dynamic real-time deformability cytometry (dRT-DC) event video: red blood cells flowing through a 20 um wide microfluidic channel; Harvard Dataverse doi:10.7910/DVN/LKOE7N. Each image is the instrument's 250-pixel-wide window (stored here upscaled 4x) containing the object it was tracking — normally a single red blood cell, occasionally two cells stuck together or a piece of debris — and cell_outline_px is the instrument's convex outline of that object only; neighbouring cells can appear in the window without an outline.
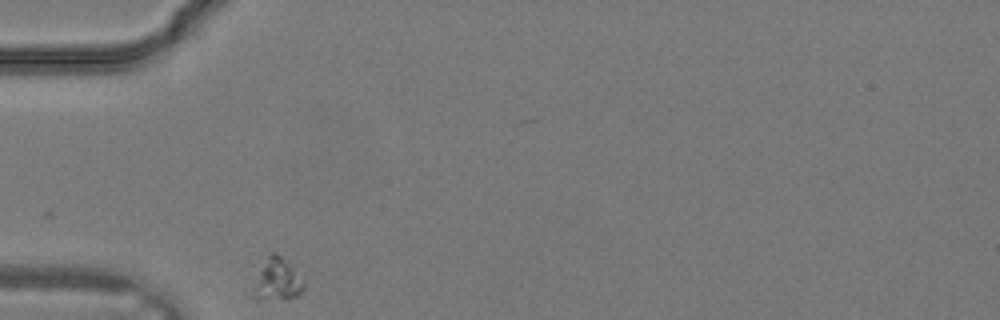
{"species": "common noctule bat (a hibernating species)", "species_latin": "Nyctalus noctula", "temperature_condition": "warm", "stored_images_in_passage": 19, "camera_frame_rate_fps": 3000, "um_per_image_px": 0.085, "animal": {"sex": "male", "body_mass_g": 19.2, "forearm_length_mm": 51.8}, "frame": {"image": 1, "passage_image": 1, "time_ms": 0.0, "image_size_px": [1000, 320], "cell_outline_px": [[304, 288], [296, 296], [288, 300], [284, 300], [252, 296], [260, 272], [268, 256], [272, 252], [276, 252], [292, 264], [304, 284]], "centroid_in_image_um": [23.64, 23.76], "position_along_channel_um": 61.4, "area_um2": 11.79}}
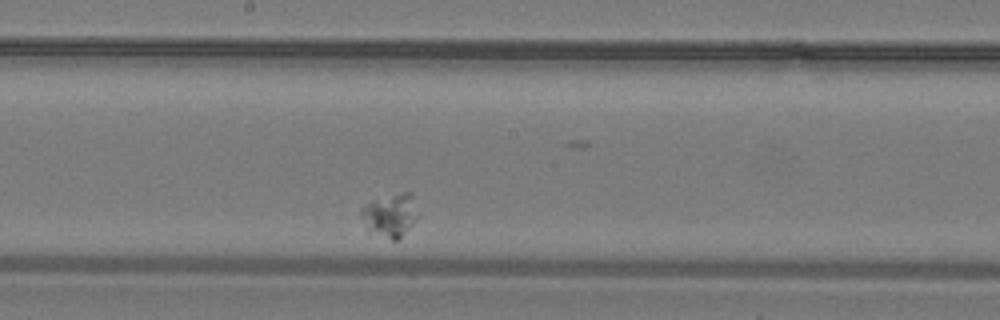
{"frame": {"image": 2, "passage_image": 10, "time_ms": 3.0, "image_size_px": [1000, 320], "cell_outline_px": [[416, 216], [400, 236], [396, 240], [392, 240], [368, 232], [360, 212], [360, 208], [364, 204], [404, 192], [412, 192]], "centroid_in_image_um": [33.09, 18.3], "position_along_channel_um": 215.1, "area_um2": 13.53}}
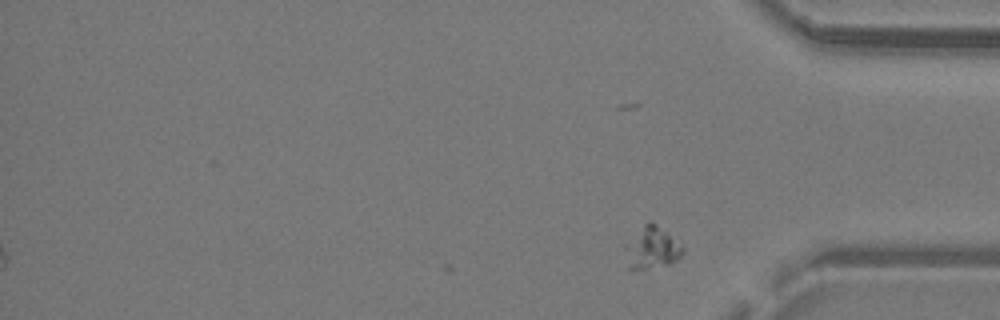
{"frame": {"image": 3, "passage_image": 19, "time_ms": 6.0, "image_size_px": [1000, 320], "cell_outline_px": [[684, 252], [676, 260], [668, 264], [644, 268], [628, 268], [632, 244], [644, 224], [656, 224], [684, 248]], "centroid_in_image_um": [55.57, 21.1], "position_along_channel_um": 379.6, "area_um2": 12.2}}